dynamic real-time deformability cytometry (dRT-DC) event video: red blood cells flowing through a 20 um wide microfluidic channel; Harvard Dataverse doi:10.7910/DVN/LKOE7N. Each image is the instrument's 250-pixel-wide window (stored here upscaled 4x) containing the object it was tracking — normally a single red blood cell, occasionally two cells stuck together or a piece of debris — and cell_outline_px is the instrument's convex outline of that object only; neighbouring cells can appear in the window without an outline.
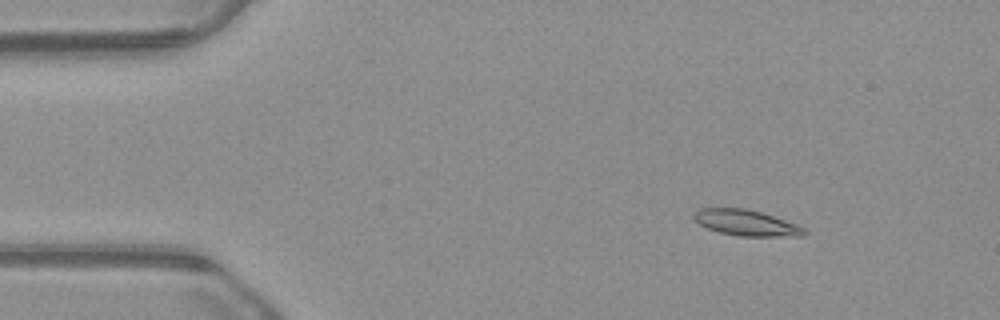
{"species": "common noctule bat (a hibernating species)", "species_latin": "Nyctalus noctula", "temperature_condition": "warm", "stored_images_in_passage": 53, "camera_frame_rate_fps": 3000, "um_per_image_px": 0.085, "animal": {"sex": "male", "body_mass_g": 23.1, "forearm_length_mm": 52.7}, "frame": {"image": 1, "passage_image": 7, "time_ms": 2.0, "image_size_px": [1000, 320], "cell_outline_px": [[808, 232], [804, 236], [736, 236], [720, 232], [708, 228], [692, 220], [692, 216], [700, 208], [744, 208], [760, 212], [796, 224], [804, 228]], "centroid_in_image_um": [63.41, 18.94], "position_along_channel_um": 21.6, "area_um2": 16.53}}
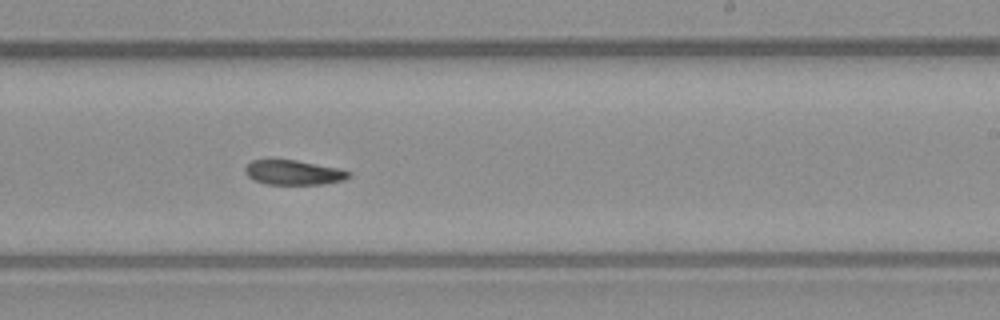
{"frame": {"image": 2, "passage_image": 32, "time_ms": 10.333, "image_size_px": [1000, 320], "cell_outline_px": [[352, 176], [344, 180], [324, 184], [268, 184], [256, 180], [248, 176], [244, 172], [244, 168], [252, 160], [268, 156], [272, 156], [296, 160], [340, 168], [352, 172]], "centroid_in_image_um": [24.93, 14.61], "position_along_channel_um": 264.1, "area_um2": 15.61}}
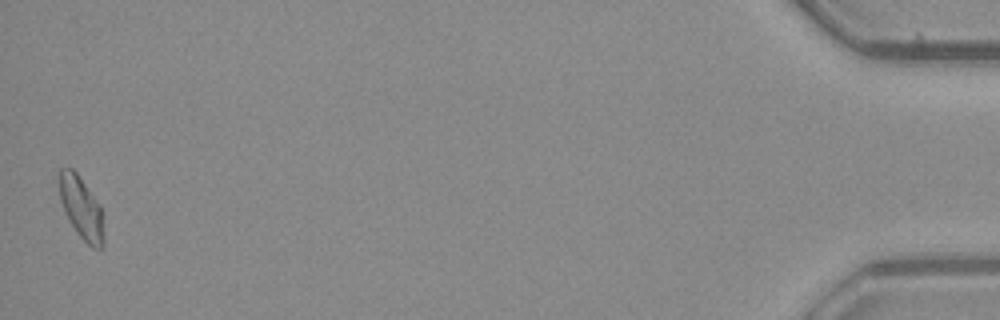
{"frame": {"image": 3, "passage_image": 53, "time_ms": 17.333, "image_size_px": [1000, 320], "cell_outline_px": [[104, 248], [92, 248], [76, 232], [68, 220], [64, 212], [60, 200], [56, 176], [60, 168], [72, 168], [76, 172], [96, 200], [104, 216]], "centroid_in_image_um": [6.88, 17.67], "position_along_channel_um": 428.3, "area_um2": 16.59}, "authors_computed_cell_mechanics": {"area_um2": 16.0684, "velocity_mm_per_s": 3.8334, "shape_relaxation_time_tau1_ms": 3.0436, "shape_relaxation_time_tau2_ms": 6.252, "deformation_change_tau1": 0.1368, "deformation_change_tau2": 0.1202}}